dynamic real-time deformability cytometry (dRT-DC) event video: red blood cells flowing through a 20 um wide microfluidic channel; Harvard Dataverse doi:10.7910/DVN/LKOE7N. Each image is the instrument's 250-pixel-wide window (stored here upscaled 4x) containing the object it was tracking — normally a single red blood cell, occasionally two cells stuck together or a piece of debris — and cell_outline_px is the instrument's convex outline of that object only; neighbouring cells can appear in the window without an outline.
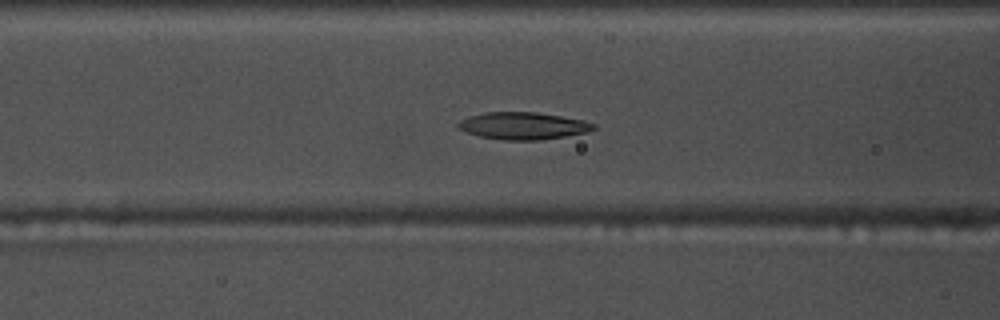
{"species": "common noctule bat (a hibernating species)", "species_latin": "Nyctalus noctula", "temperature_condition": "warm", "stored_images_in_passage": 54, "camera_frame_rate_fps": 3000, "um_per_image_px": 0.085, "animal": {"sex": "male", "body_mass_g": 17.5, "forearm_length_mm": 52.3}, "frame": {"image": 1, "passage_image": 20, "time_ms": 6.333, "image_size_px": [1000, 320], "cell_outline_px": [[596, 128], [588, 132], [540, 140], [504, 140], [480, 136], [468, 132], [460, 128], [456, 124], [460, 120], [468, 116], [484, 112], [536, 112], [584, 120], [596, 124]], "centroid_in_image_um": [44.48, 10.69], "position_along_channel_um": 122.1, "area_um2": 21.39}}
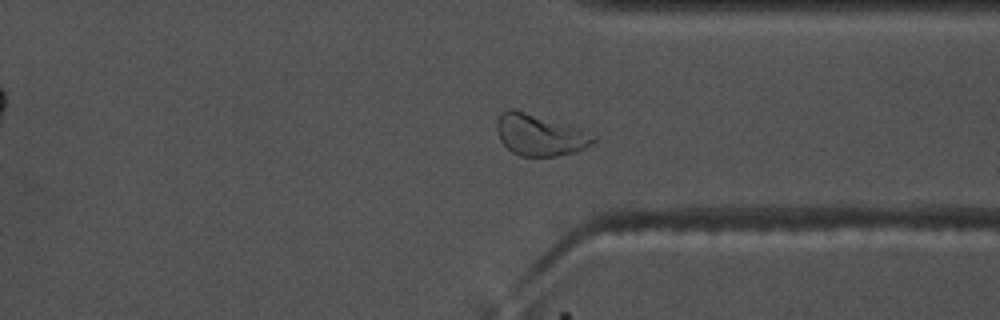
{"frame": {"image": 2, "passage_image": 40, "time_ms": 13.0, "image_size_px": [1000, 320], "cell_outline_px": [[600, 136], [596, 140], [584, 148], [576, 152], [556, 156], [520, 156], [512, 152], [500, 140], [496, 132], [496, 120], [500, 112], [508, 108], [512, 108], [576, 128]], "centroid_in_image_um": [45.84, 11.48], "position_along_channel_um": 365.6, "area_um2": 23.18}}
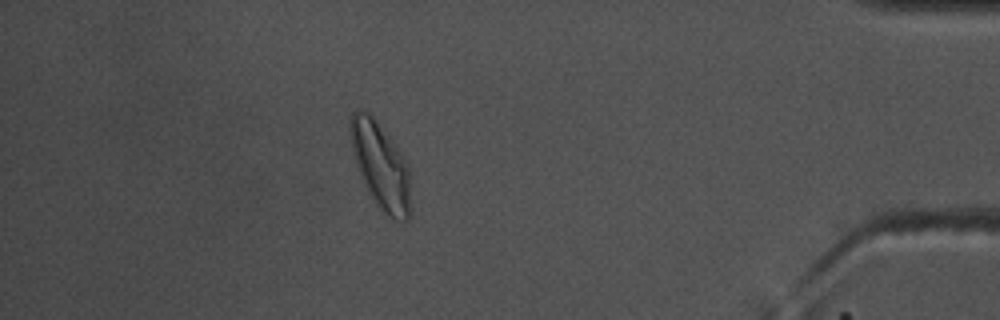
{"frame": {"image": 3, "passage_image": 47, "time_ms": 15.333, "image_size_px": [1000, 320], "cell_outline_px": [[412, 212], [408, 220], [396, 220], [384, 216], [372, 200], [360, 176], [352, 152], [348, 132], [348, 124], [352, 112], [368, 112], [376, 120], [400, 152], [408, 164], [412, 172]], "centroid_in_image_um": [32.4, 14.19], "position_along_channel_um": 402.8, "area_um2": 31.5}, "authors_computed_cell_mechanics": {"area_um2": 22.253, "velocity_mm_per_s": 3.6592, "shape_relaxation_time_tau1_ms": 9.8222, "shape_relaxation_time_tau2_ms": 4.208, "deformation_change_tau1": 0.2183, "deformation_change_tau2": 0.1095}}